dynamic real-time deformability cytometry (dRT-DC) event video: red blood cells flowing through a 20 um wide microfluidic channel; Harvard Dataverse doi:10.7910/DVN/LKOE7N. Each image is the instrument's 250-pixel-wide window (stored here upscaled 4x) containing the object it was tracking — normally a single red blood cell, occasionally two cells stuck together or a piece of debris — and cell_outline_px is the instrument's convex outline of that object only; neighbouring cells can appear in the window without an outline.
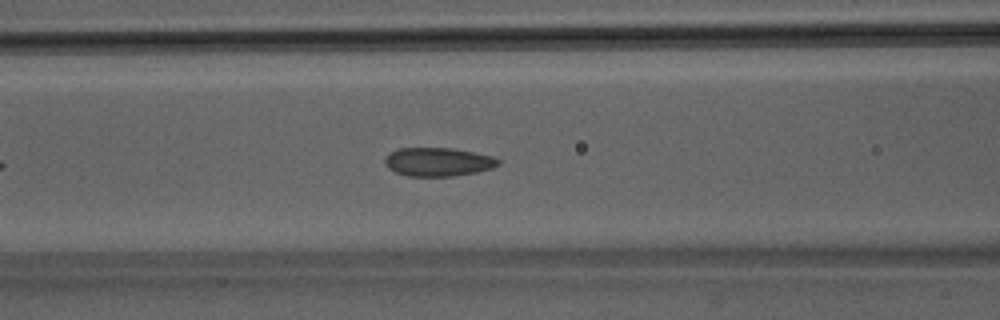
{"species": "Egyptian fruit bat (a non-hibernating species)", "species_latin": "Rousettus aegyptiacus", "temperature_condition": "room temperature", "stored_images_in_passage": 15, "camera_frame_rate_fps": 3000, "um_per_image_px": 0.085, "animal": {"sex": "male"}, "frame": {"image": 1, "passage_image": 11, "time_ms": 3.333, "image_size_px": [1000, 320], "cell_outline_px": [[500, 164], [492, 168], [476, 172], [452, 176], [408, 176], [396, 172], [388, 168], [384, 164], [384, 156], [388, 152], [400, 148], [452, 148], [492, 156], [500, 160]], "centroid_in_image_um": [37.19, 13.76], "position_along_channel_um": 129.4, "area_um2": 18.96}}